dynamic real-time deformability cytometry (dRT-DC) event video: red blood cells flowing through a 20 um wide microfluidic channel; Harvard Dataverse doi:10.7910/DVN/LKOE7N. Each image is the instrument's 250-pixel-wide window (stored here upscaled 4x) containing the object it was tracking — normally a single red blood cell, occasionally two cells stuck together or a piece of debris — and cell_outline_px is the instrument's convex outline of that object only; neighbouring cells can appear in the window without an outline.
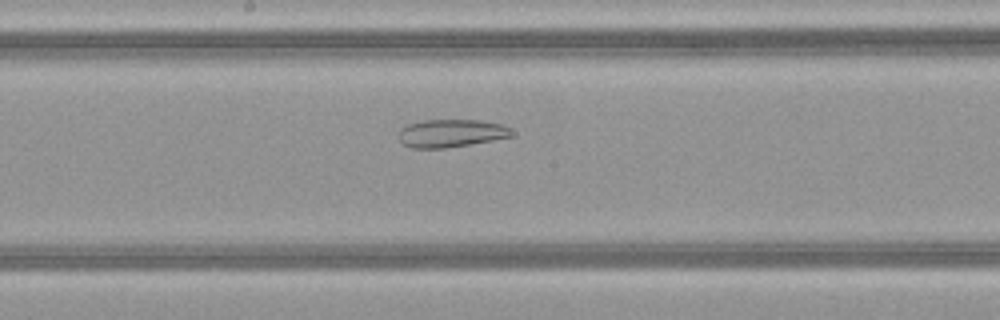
{"species": "common noctule bat (a hibernating species)", "species_latin": "Nyctalus noctula", "temperature_condition": "warm", "stored_images_in_passage": 50, "segment_of_instrument_passage": [2, 2], "camera_frame_rate_fps": 3000, "um_per_image_px": 0.085, "animal": {"sex": "female", "body_mass_g": 21.9}, "frame": {"image": 1, "passage_image": 27, "time_ms": 8.667, "image_size_px": [1000, 320], "cell_outline_px": [[512, 136], [492, 140], [444, 148], [412, 148], [404, 144], [400, 140], [400, 128], [408, 124], [424, 120], [480, 120], [500, 124], [512, 128]], "centroid_in_image_um": [38.34, 11.32], "position_along_channel_um": 209.9, "area_um2": 18.15}}
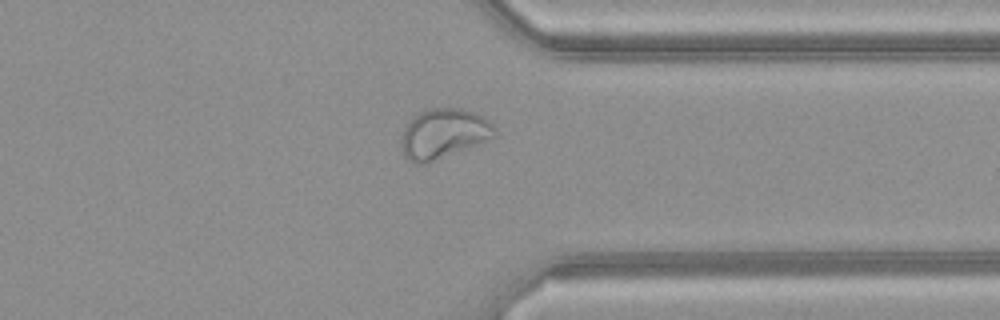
{"frame": {"image": 2, "passage_image": 39, "time_ms": 12.667, "image_size_px": [1000, 320], "cell_outline_px": [[496, 136], [428, 164], [412, 164], [404, 156], [400, 148], [400, 144], [404, 128], [420, 112], [428, 108], [460, 108], [484, 116], [492, 120], [496, 128]], "centroid_in_image_um": [37.71, 11.38], "position_along_channel_um": 373.7, "area_um2": 27.34}}